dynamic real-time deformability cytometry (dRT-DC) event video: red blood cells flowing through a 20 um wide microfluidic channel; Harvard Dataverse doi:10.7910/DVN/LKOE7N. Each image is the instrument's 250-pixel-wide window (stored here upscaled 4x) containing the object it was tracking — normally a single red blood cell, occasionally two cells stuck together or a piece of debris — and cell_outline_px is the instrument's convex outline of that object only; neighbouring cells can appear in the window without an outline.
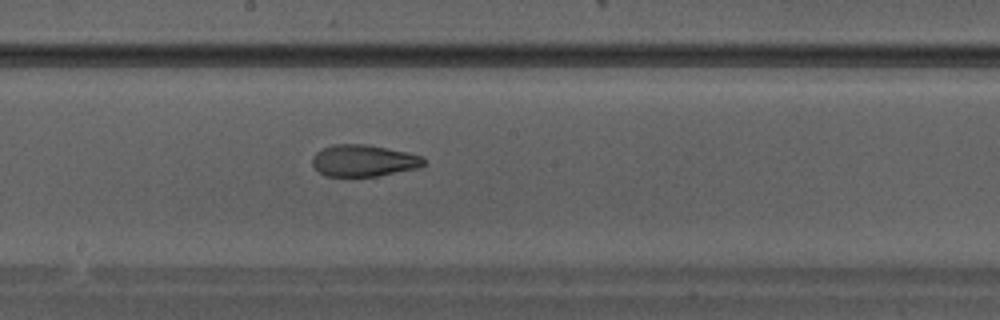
{"species": "Egyptian fruit bat (a non-hibernating species)", "species_latin": "Rousettus aegyptiacus", "temperature_condition": "warm", "stored_images_in_passage": 35, "camera_frame_rate_fps": 3000, "um_per_image_px": 0.085, "animal": {"sex": "male"}, "frame": {"image": 1, "passage_image": 20, "time_ms": 6.333, "image_size_px": [1000, 320], "cell_outline_px": [[424, 164], [416, 168], [376, 176], [324, 176], [312, 164], [312, 156], [316, 152], [332, 144], [368, 144], [408, 152], [420, 156], [424, 160]], "centroid_in_image_um": [30.87, 13.64], "position_along_channel_um": 217.3, "area_um2": 20.46}}